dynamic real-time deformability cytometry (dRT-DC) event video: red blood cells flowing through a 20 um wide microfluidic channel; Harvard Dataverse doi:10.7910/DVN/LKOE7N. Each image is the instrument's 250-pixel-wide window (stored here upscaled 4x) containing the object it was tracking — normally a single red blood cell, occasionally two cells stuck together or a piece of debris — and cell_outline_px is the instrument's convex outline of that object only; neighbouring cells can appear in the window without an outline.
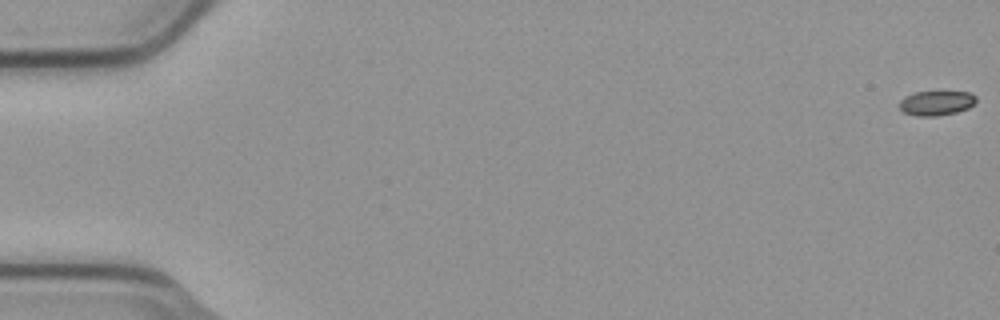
{"species": "common noctule bat (a hibernating species)", "species_latin": "Nyctalus noctula", "temperature_condition": "cold", "stored_images_in_passage": 54, "camera_frame_rate_fps": 3000, "um_per_image_px": 0.085, "animal": {"sex": "male", "body_mass_g": 23.1, "forearm_length_mm": 52.7}, "frame": {"image": 1, "passage_image": 1, "time_ms": 0.0, "image_size_px": [1000, 320], "cell_outline_px": [[976, 100], [968, 108], [956, 112], [936, 116], [916, 116], [904, 112], [900, 108], [900, 100], [904, 96], [916, 92], [968, 92], [976, 96]], "centroid_in_image_um": [79.56, 8.76], "position_along_channel_um": 5.4, "area_um2": 10.87}}
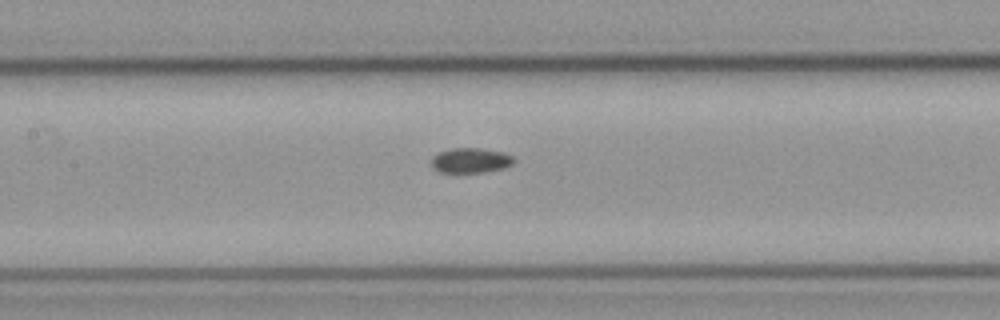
{"frame": {"image": 2, "passage_image": 27, "time_ms": 8.667, "image_size_px": [1000, 320], "cell_outline_px": [[516, 160], [512, 164], [504, 168], [484, 172], [440, 172], [432, 168], [432, 156], [440, 152], [452, 148], [480, 148], [504, 152], [512, 156]], "centroid_in_image_um": [40.02, 13.63], "position_along_channel_um": 167.4, "area_um2": 12.02}}
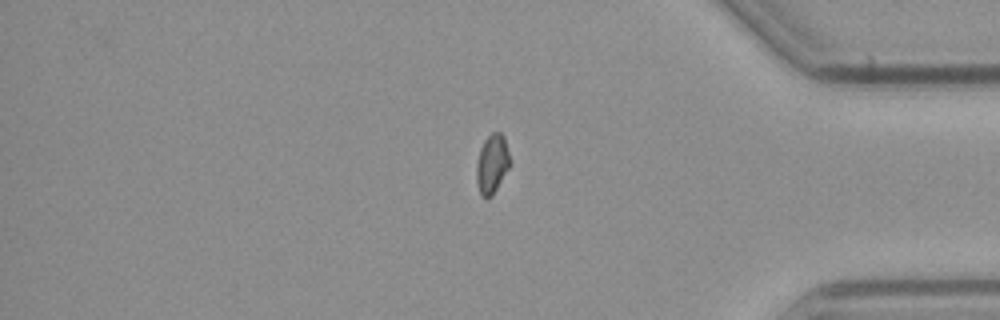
{"frame": {"image": 3, "passage_image": 47, "time_ms": 15.333, "image_size_px": [1000, 320], "cell_outline_px": [[512, 164], [492, 196], [480, 196], [476, 180], [476, 164], [480, 148], [484, 140], [492, 132], [500, 132], [504, 136]], "centroid_in_image_um": [41.84, 13.92], "position_along_channel_um": 393.4, "area_um2": 11.73}}